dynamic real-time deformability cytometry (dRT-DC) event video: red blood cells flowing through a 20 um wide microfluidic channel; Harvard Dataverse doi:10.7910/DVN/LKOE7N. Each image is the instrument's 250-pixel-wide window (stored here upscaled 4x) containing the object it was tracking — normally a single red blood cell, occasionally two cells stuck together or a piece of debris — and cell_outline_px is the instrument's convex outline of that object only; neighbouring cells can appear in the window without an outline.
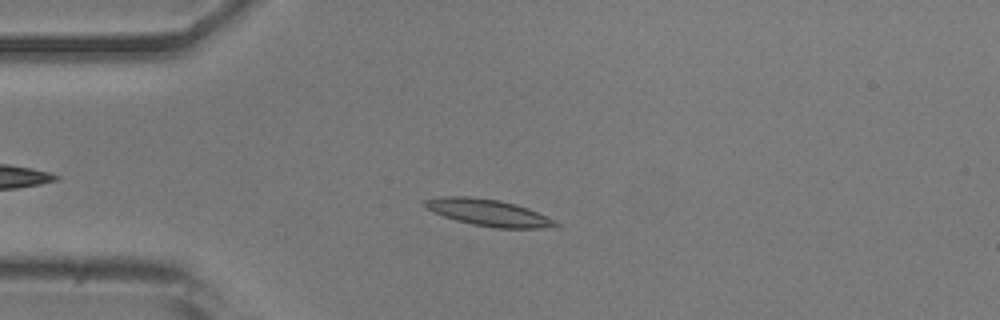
{"species": "common noctule bat (a hibernating species)", "species_latin": "Nyctalus noctula", "temperature_condition": "room temperature", "stored_images_in_passage": 42, "camera_frame_rate_fps": 3000, "um_per_image_px": 0.085, "animal": {"sex": "male", "body_mass_g": 20.5, "forearm_length_mm": 52.5}, "frame": {"image": 1, "passage_image": 9, "time_ms": 2.667, "image_size_px": [1000, 320], "cell_outline_px": [[560, 224], [540, 228], [496, 228], [472, 224], [456, 220], [444, 216], [428, 208], [424, 204], [424, 200], [444, 196], [468, 196], [500, 200], [516, 204], [528, 208]], "centroid_in_image_um": [41.48, 18.06], "position_along_channel_um": 43.5, "area_um2": 19.83}}
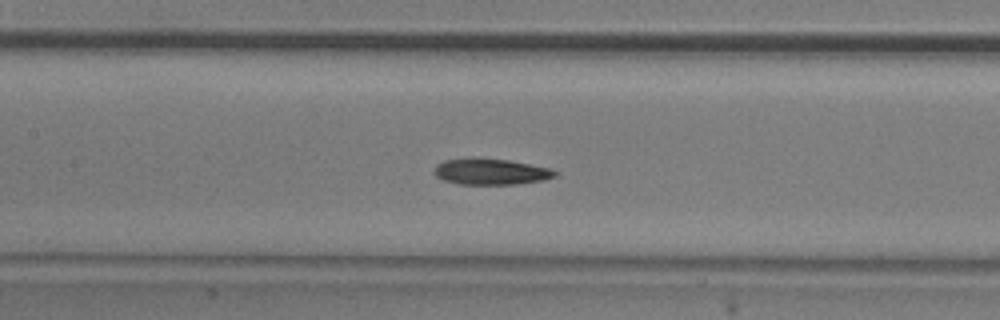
{"frame": {"image": 2, "passage_image": 20, "time_ms": 6.333, "image_size_px": [1000, 320], "cell_outline_px": [[556, 176], [544, 180], [516, 184], [460, 184], [444, 180], [436, 176], [432, 172], [436, 164], [444, 160], [472, 156], [480, 156], [508, 160], [548, 168], [556, 172]], "centroid_in_image_um": [41.63, 14.56], "position_along_channel_um": 165.8, "area_um2": 18.67}}
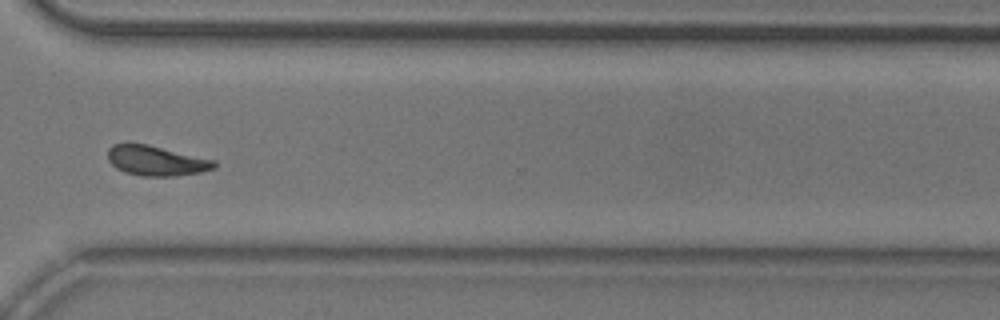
{"frame": {"image": 3, "passage_image": 35, "time_ms": 11.333, "image_size_px": [1000, 320], "cell_outline_px": [[216, 168], [200, 172], [172, 176], [140, 176], [124, 172], [116, 168], [108, 160], [108, 148], [112, 144], [148, 144], [216, 160]], "centroid_in_image_um": [13.28, 13.66], "position_along_channel_um": 357.3, "area_um2": 18.61}, "authors_computed_cell_mechanics": {"area_um2": 18.6983, "velocity_mm_per_s": 3.8366, "shape_relaxation_time_tau1_ms": 4.2462, "shape_relaxation_time_tau2_ms": 4.606, "deformation_change_tau1": 0.1453, "deformation_change_tau2": 0.0798}}